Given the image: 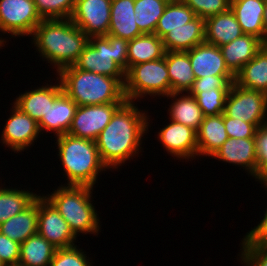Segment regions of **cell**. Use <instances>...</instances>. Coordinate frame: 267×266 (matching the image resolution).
Returning a JSON list of instances; mask_svg holds the SVG:
<instances>
[{
	"label": "cell",
	"mask_w": 267,
	"mask_h": 266,
	"mask_svg": "<svg viewBox=\"0 0 267 266\" xmlns=\"http://www.w3.org/2000/svg\"><path fill=\"white\" fill-rule=\"evenodd\" d=\"M134 103L126 100L95 140L100 159L108 169L120 167L142 149L150 118L146 110L143 112Z\"/></svg>",
	"instance_id": "1"
},
{
	"label": "cell",
	"mask_w": 267,
	"mask_h": 266,
	"mask_svg": "<svg viewBox=\"0 0 267 266\" xmlns=\"http://www.w3.org/2000/svg\"><path fill=\"white\" fill-rule=\"evenodd\" d=\"M42 59L55 66L56 73L73 65L89 37L70 19L42 20L31 35Z\"/></svg>",
	"instance_id": "2"
},
{
	"label": "cell",
	"mask_w": 267,
	"mask_h": 266,
	"mask_svg": "<svg viewBox=\"0 0 267 266\" xmlns=\"http://www.w3.org/2000/svg\"><path fill=\"white\" fill-rule=\"evenodd\" d=\"M63 91L78 105L124 103V85L117 79L75 68L61 69L58 74Z\"/></svg>",
	"instance_id": "3"
},
{
	"label": "cell",
	"mask_w": 267,
	"mask_h": 266,
	"mask_svg": "<svg viewBox=\"0 0 267 266\" xmlns=\"http://www.w3.org/2000/svg\"><path fill=\"white\" fill-rule=\"evenodd\" d=\"M67 185L94 187L98 175L108 169L100 159L95 141L68 133L56 137Z\"/></svg>",
	"instance_id": "4"
},
{
	"label": "cell",
	"mask_w": 267,
	"mask_h": 266,
	"mask_svg": "<svg viewBox=\"0 0 267 266\" xmlns=\"http://www.w3.org/2000/svg\"><path fill=\"white\" fill-rule=\"evenodd\" d=\"M128 42L112 35L90 36L88 44L73 66L117 78L124 85L128 71Z\"/></svg>",
	"instance_id": "5"
},
{
	"label": "cell",
	"mask_w": 267,
	"mask_h": 266,
	"mask_svg": "<svg viewBox=\"0 0 267 266\" xmlns=\"http://www.w3.org/2000/svg\"><path fill=\"white\" fill-rule=\"evenodd\" d=\"M63 185L44 197L57 209L76 236L79 233L98 235L100 219L91 201L93 187Z\"/></svg>",
	"instance_id": "6"
},
{
	"label": "cell",
	"mask_w": 267,
	"mask_h": 266,
	"mask_svg": "<svg viewBox=\"0 0 267 266\" xmlns=\"http://www.w3.org/2000/svg\"><path fill=\"white\" fill-rule=\"evenodd\" d=\"M170 93L165 55L158 60L136 64L126 72L124 94L127 101H139L146 95L165 97Z\"/></svg>",
	"instance_id": "7"
},
{
	"label": "cell",
	"mask_w": 267,
	"mask_h": 266,
	"mask_svg": "<svg viewBox=\"0 0 267 266\" xmlns=\"http://www.w3.org/2000/svg\"><path fill=\"white\" fill-rule=\"evenodd\" d=\"M224 113L230 118L253 123L257 128L263 126L267 124V94L242 88L233 82Z\"/></svg>",
	"instance_id": "8"
},
{
	"label": "cell",
	"mask_w": 267,
	"mask_h": 266,
	"mask_svg": "<svg viewBox=\"0 0 267 266\" xmlns=\"http://www.w3.org/2000/svg\"><path fill=\"white\" fill-rule=\"evenodd\" d=\"M43 19L33 0H0V32L31 36Z\"/></svg>",
	"instance_id": "9"
},
{
	"label": "cell",
	"mask_w": 267,
	"mask_h": 266,
	"mask_svg": "<svg viewBox=\"0 0 267 266\" xmlns=\"http://www.w3.org/2000/svg\"><path fill=\"white\" fill-rule=\"evenodd\" d=\"M37 233L57 249L76 245L77 236L57 209L44 197L38 196Z\"/></svg>",
	"instance_id": "10"
},
{
	"label": "cell",
	"mask_w": 267,
	"mask_h": 266,
	"mask_svg": "<svg viewBox=\"0 0 267 266\" xmlns=\"http://www.w3.org/2000/svg\"><path fill=\"white\" fill-rule=\"evenodd\" d=\"M122 104L78 106L68 134L95 141Z\"/></svg>",
	"instance_id": "11"
},
{
	"label": "cell",
	"mask_w": 267,
	"mask_h": 266,
	"mask_svg": "<svg viewBox=\"0 0 267 266\" xmlns=\"http://www.w3.org/2000/svg\"><path fill=\"white\" fill-rule=\"evenodd\" d=\"M112 0H76L70 20L90 36L108 35Z\"/></svg>",
	"instance_id": "12"
},
{
	"label": "cell",
	"mask_w": 267,
	"mask_h": 266,
	"mask_svg": "<svg viewBox=\"0 0 267 266\" xmlns=\"http://www.w3.org/2000/svg\"><path fill=\"white\" fill-rule=\"evenodd\" d=\"M11 116L6 120L1 141L4 145L19 153L28 149L38 139L40 132L38 123L15 105Z\"/></svg>",
	"instance_id": "13"
},
{
	"label": "cell",
	"mask_w": 267,
	"mask_h": 266,
	"mask_svg": "<svg viewBox=\"0 0 267 266\" xmlns=\"http://www.w3.org/2000/svg\"><path fill=\"white\" fill-rule=\"evenodd\" d=\"M158 132L163 148L174 157L192 159L198 156L197 132L193 128L172 120Z\"/></svg>",
	"instance_id": "14"
},
{
	"label": "cell",
	"mask_w": 267,
	"mask_h": 266,
	"mask_svg": "<svg viewBox=\"0 0 267 266\" xmlns=\"http://www.w3.org/2000/svg\"><path fill=\"white\" fill-rule=\"evenodd\" d=\"M188 52L195 79L206 76H235L226 66L220 47L201 43Z\"/></svg>",
	"instance_id": "15"
},
{
	"label": "cell",
	"mask_w": 267,
	"mask_h": 266,
	"mask_svg": "<svg viewBox=\"0 0 267 266\" xmlns=\"http://www.w3.org/2000/svg\"><path fill=\"white\" fill-rule=\"evenodd\" d=\"M219 161L239 165L254 176L257 168V155L254 138H228L211 156Z\"/></svg>",
	"instance_id": "16"
},
{
	"label": "cell",
	"mask_w": 267,
	"mask_h": 266,
	"mask_svg": "<svg viewBox=\"0 0 267 266\" xmlns=\"http://www.w3.org/2000/svg\"><path fill=\"white\" fill-rule=\"evenodd\" d=\"M57 84L38 87L29 92L20 94L13 104L25 114H28L32 119L39 123L42 117L47 114L49 106L63 92L60 80Z\"/></svg>",
	"instance_id": "17"
},
{
	"label": "cell",
	"mask_w": 267,
	"mask_h": 266,
	"mask_svg": "<svg viewBox=\"0 0 267 266\" xmlns=\"http://www.w3.org/2000/svg\"><path fill=\"white\" fill-rule=\"evenodd\" d=\"M77 108L78 105L63 91L38 123L40 132L53 131L56 137L68 133Z\"/></svg>",
	"instance_id": "18"
},
{
	"label": "cell",
	"mask_w": 267,
	"mask_h": 266,
	"mask_svg": "<svg viewBox=\"0 0 267 266\" xmlns=\"http://www.w3.org/2000/svg\"><path fill=\"white\" fill-rule=\"evenodd\" d=\"M266 0H231L230 8L234 12L244 34H251L263 42L267 37L263 16Z\"/></svg>",
	"instance_id": "19"
},
{
	"label": "cell",
	"mask_w": 267,
	"mask_h": 266,
	"mask_svg": "<svg viewBox=\"0 0 267 266\" xmlns=\"http://www.w3.org/2000/svg\"><path fill=\"white\" fill-rule=\"evenodd\" d=\"M263 41L251 34H243L234 41L220 46L224 61L236 75L262 49Z\"/></svg>",
	"instance_id": "20"
},
{
	"label": "cell",
	"mask_w": 267,
	"mask_h": 266,
	"mask_svg": "<svg viewBox=\"0 0 267 266\" xmlns=\"http://www.w3.org/2000/svg\"><path fill=\"white\" fill-rule=\"evenodd\" d=\"M244 33L234 12L227 11L205 19V42L218 47L234 41Z\"/></svg>",
	"instance_id": "21"
},
{
	"label": "cell",
	"mask_w": 267,
	"mask_h": 266,
	"mask_svg": "<svg viewBox=\"0 0 267 266\" xmlns=\"http://www.w3.org/2000/svg\"><path fill=\"white\" fill-rule=\"evenodd\" d=\"M135 0H112L108 35L133 40L143 35L135 22Z\"/></svg>",
	"instance_id": "22"
},
{
	"label": "cell",
	"mask_w": 267,
	"mask_h": 266,
	"mask_svg": "<svg viewBox=\"0 0 267 266\" xmlns=\"http://www.w3.org/2000/svg\"><path fill=\"white\" fill-rule=\"evenodd\" d=\"M165 51L187 52L205 42V19L196 16L183 25V28L171 30L162 38Z\"/></svg>",
	"instance_id": "23"
},
{
	"label": "cell",
	"mask_w": 267,
	"mask_h": 266,
	"mask_svg": "<svg viewBox=\"0 0 267 266\" xmlns=\"http://www.w3.org/2000/svg\"><path fill=\"white\" fill-rule=\"evenodd\" d=\"M197 132L198 157L212 156L228 139L224 125V113L204 116Z\"/></svg>",
	"instance_id": "24"
},
{
	"label": "cell",
	"mask_w": 267,
	"mask_h": 266,
	"mask_svg": "<svg viewBox=\"0 0 267 266\" xmlns=\"http://www.w3.org/2000/svg\"><path fill=\"white\" fill-rule=\"evenodd\" d=\"M38 197L21 213L0 224V233L19 244L37 233Z\"/></svg>",
	"instance_id": "25"
},
{
	"label": "cell",
	"mask_w": 267,
	"mask_h": 266,
	"mask_svg": "<svg viewBox=\"0 0 267 266\" xmlns=\"http://www.w3.org/2000/svg\"><path fill=\"white\" fill-rule=\"evenodd\" d=\"M165 59L171 93L189 92L195 81L188 52L166 51Z\"/></svg>",
	"instance_id": "26"
},
{
	"label": "cell",
	"mask_w": 267,
	"mask_h": 266,
	"mask_svg": "<svg viewBox=\"0 0 267 266\" xmlns=\"http://www.w3.org/2000/svg\"><path fill=\"white\" fill-rule=\"evenodd\" d=\"M166 97L167 99H173V103L168 108V112L170 111V114H168L170 120L189 126L197 131L203 122L204 115L195 97L188 92H186V95H184V92L183 95L182 92L170 93Z\"/></svg>",
	"instance_id": "27"
},
{
	"label": "cell",
	"mask_w": 267,
	"mask_h": 266,
	"mask_svg": "<svg viewBox=\"0 0 267 266\" xmlns=\"http://www.w3.org/2000/svg\"><path fill=\"white\" fill-rule=\"evenodd\" d=\"M235 83L242 88L267 94V49H262L235 75Z\"/></svg>",
	"instance_id": "28"
},
{
	"label": "cell",
	"mask_w": 267,
	"mask_h": 266,
	"mask_svg": "<svg viewBox=\"0 0 267 266\" xmlns=\"http://www.w3.org/2000/svg\"><path fill=\"white\" fill-rule=\"evenodd\" d=\"M128 70L139 63L158 60L164 57L162 39L156 34H143L128 42Z\"/></svg>",
	"instance_id": "29"
},
{
	"label": "cell",
	"mask_w": 267,
	"mask_h": 266,
	"mask_svg": "<svg viewBox=\"0 0 267 266\" xmlns=\"http://www.w3.org/2000/svg\"><path fill=\"white\" fill-rule=\"evenodd\" d=\"M57 248L39 233L20 244L19 262L24 266H49Z\"/></svg>",
	"instance_id": "30"
},
{
	"label": "cell",
	"mask_w": 267,
	"mask_h": 266,
	"mask_svg": "<svg viewBox=\"0 0 267 266\" xmlns=\"http://www.w3.org/2000/svg\"><path fill=\"white\" fill-rule=\"evenodd\" d=\"M195 17L194 11L182 0H170L158 20L154 34L162 39L169 31L183 28Z\"/></svg>",
	"instance_id": "31"
},
{
	"label": "cell",
	"mask_w": 267,
	"mask_h": 266,
	"mask_svg": "<svg viewBox=\"0 0 267 266\" xmlns=\"http://www.w3.org/2000/svg\"><path fill=\"white\" fill-rule=\"evenodd\" d=\"M38 196L29 190L0 186V224L24 211Z\"/></svg>",
	"instance_id": "32"
},
{
	"label": "cell",
	"mask_w": 267,
	"mask_h": 266,
	"mask_svg": "<svg viewBox=\"0 0 267 266\" xmlns=\"http://www.w3.org/2000/svg\"><path fill=\"white\" fill-rule=\"evenodd\" d=\"M170 0H135V22L143 34H154L159 18Z\"/></svg>",
	"instance_id": "33"
},
{
	"label": "cell",
	"mask_w": 267,
	"mask_h": 266,
	"mask_svg": "<svg viewBox=\"0 0 267 266\" xmlns=\"http://www.w3.org/2000/svg\"><path fill=\"white\" fill-rule=\"evenodd\" d=\"M230 89L202 90L188 92L194 96L204 116L220 115L225 111V101Z\"/></svg>",
	"instance_id": "34"
},
{
	"label": "cell",
	"mask_w": 267,
	"mask_h": 266,
	"mask_svg": "<svg viewBox=\"0 0 267 266\" xmlns=\"http://www.w3.org/2000/svg\"><path fill=\"white\" fill-rule=\"evenodd\" d=\"M43 20L69 19L76 0H33Z\"/></svg>",
	"instance_id": "35"
},
{
	"label": "cell",
	"mask_w": 267,
	"mask_h": 266,
	"mask_svg": "<svg viewBox=\"0 0 267 266\" xmlns=\"http://www.w3.org/2000/svg\"><path fill=\"white\" fill-rule=\"evenodd\" d=\"M254 140L257 168L253 177L267 188V124L257 128Z\"/></svg>",
	"instance_id": "36"
},
{
	"label": "cell",
	"mask_w": 267,
	"mask_h": 266,
	"mask_svg": "<svg viewBox=\"0 0 267 266\" xmlns=\"http://www.w3.org/2000/svg\"><path fill=\"white\" fill-rule=\"evenodd\" d=\"M77 245L56 250L49 266H91V261Z\"/></svg>",
	"instance_id": "37"
},
{
	"label": "cell",
	"mask_w": 267,
	"mask_h": 266,
	"mask_svg": "<svg viewBox=\"0 0 267 266\" xmlns=\"http://www.w3.org/2000/svg\"><path fill=\"white\" fill-rule=\"evenodd\" d=\"M202 19L227 11L231 0H182Z\"/></svg>",
	"instance_id": "38"
},
{
	"label": "cell",
	"mask_w": 267,
	"mask_h": 266,
	"mask_svg": "<svg viewBox=\"0 0 267 266\" xmlns=\"http://www.w3.org/2000/svg\"><path fill=\"white\" fill-rule=\"evenodd\" d=\"M235 82V76H206L195 79L189 92H202V90L230 89Z\"/></svg>",
	"instance_id": "39"
},
{
	"label": "cell",
	"mask_w": 267,
	"mask_h": 266,
	"mask_svg": "<svg viewBox=\"0 0 267 266\" xmlns=\"http://www.w3.org/2000/svg\"><path fill=\"white\" fill-rule=\"evenodd\" d=\"M224 125L228 138H254L257 130V127L253 123L230 118L225 113Z\"/></svg>",
	"instance_id": "40"
},
{
	"label": "cell",
	"mask_w": 267,
	"mask_h": 266,
	"mask_svg": "<svg viewBox=\"0 0 267 266\" xmlns=\"http://www.w3.org/2000/svg\"><path fill=\"white\" fill-rule=\"evenodd\" d=\"M241 262L244 266H267V247L242 246Z\"/></svg>",
	"instance_id": "41"
},
{
	"label": "cell",
	"mask_w": 267,
	"mask_h": 266,
	"mask_svg": "<svg viewBox=\"0 0 267 266\" xmlns=\"http://www.w3.org/2000/svg\"><path fill=\"white\" fill-rule=\"evenodd\" d=\"M267 190V188H266ZM241 246L267 247V208L261 222L251 231L247 232Z\"/></svg>",
	"instance_id": "42"
},
{
	"label": "cell",
	"mask_w": 267,
	"mask_h": 266,
	"mask_svg": "<svg viewBox=\"0 0 267 266\" xmlns=\"http://www.w3.org/2000/svg\"><path fill=\"white\" fill-rule=\"evenodd\" d=\"M0 258L5 265L16 264L20 259V244L0 233Z\"/></svg>",
	"instance_id": "43"
},
{
	"label": "cell",
	"mask_w": 267,
	"mask_h": 266,
	"mask_svg": "<svg viewBox=\"0 0 267 266\" xmlns=\"http://www.w3.org/2000/svg\"><path fill=\"white\" fill-rule=\"evenodd\" d=\"M263 22H264L265 31L267 33V0L265 1Z\"/></svg>",
	"instance_id": "44"
},
{
	"label": "cell",
	"mask_w": 267,
	"mask_h": 266,
	"mask_svg": "<svg viewBox=\"0 0 267 266\" xmlns=\"http://www.w3.org/2000/svg\"><path fill=\"white\" fill-rule=\"evenodd\" d=\"M6 43V39L4 40V39H2L1 37H0V48L1 47H3V46H5L4 44Z\"/></svg>",
	"instance_id": "45"
},
{
	"label": "cell",
	"mask_w": 267,
	"mask_h": 266,
	"mask_svg": "<svg viewBox=\"0 0 267 266\" xmlns=\"http://www.w3.org/2000/svg\"><path fill=\"white\" fill-rule=\"evenodd\" d=\"M6 266H24V265H21L20 263H16V264H8Z\"/></svg>",
	"instance_id": "46"
},
{
	"label": "cell",
	"mask_w": 267,
	"mask_h": 266,
	"mask_svg": "<svg viewBox=\"0 0 267 266\" xmlns=\"http://www.w3.org/2000/svg\"><path fill=\"white\" fill-rule=\"evenodd\" d=\"M263 46L267 49V37H266L265 41L263 42Z\"/></svg>",
	"instance_id": "47"
},
{
	"label": "cell",
	"mask_w": 267,
	"mask_h": 266,
	"mask_svg": "<svg viewBox=\"0 0 267 266\" xmlns=\"http://www.w3.org/2000/svg\"><path fill=\"white\" fill-rule=\"evenodd\" d=\"M0 266H6L0 258Z\"/></svg>",
	"instance_id": "48"
}]
</instances>
